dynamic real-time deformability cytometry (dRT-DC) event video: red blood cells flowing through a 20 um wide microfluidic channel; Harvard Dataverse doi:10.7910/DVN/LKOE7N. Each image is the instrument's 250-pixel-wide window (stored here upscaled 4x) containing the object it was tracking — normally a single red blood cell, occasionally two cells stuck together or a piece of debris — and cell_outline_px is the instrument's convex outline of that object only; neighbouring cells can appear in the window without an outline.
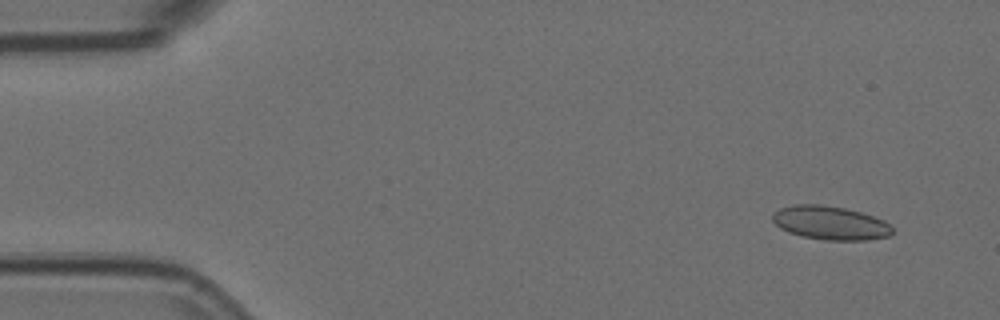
{"species": "Egyptian fruit bat (a non-hibernating species)", "species_latin": "Rousettus aegyptiacus", "temperature_condition": "room temperature", "stored_images_in_passage": 5, "camera_frame_rate_fps": 3000, "um_per_image_px": 0.085, "animal": {"sex": "female"}, "frame": {"image": 1, "passage_image": 2, "time_ms": 0.333, "image_size_px": [1000, 320], "cell_outline_px": [[892, 232], [888, 236], [868, 240], [824, 240], [800, 236], [788, 232], [780, 228], [772, 220], [772, 212], [780, 208], [796, 204], [824, 204], [844, 208], [860, 212], [884, 220], [892, 228]], "centroid_in_image_um": [70.53, 18.94], "position_along_channel_um": 14.5, "area_um2": 23.58}}
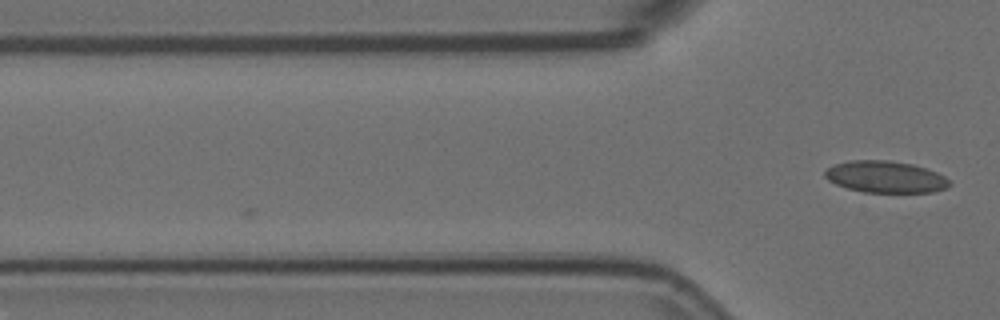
{"frame": {"image": 2, "passage_image": 5, "time_ms": 1.333, "image_size_px": [1000, 320], "cell_outline_px": [[952, 184], [948, 188], [932, 192], [864, 192], [848, 188], [836, 184], [828, 180], [824, 176], [824, 172], [832, 164], [848, 160], [888, 160], [912, 164], [936, 172], [944, 176]], "centroid_in_image_um": [75.24, 15.03], "position_along_channel_um": 50.6, "area_um2": 23.06}}